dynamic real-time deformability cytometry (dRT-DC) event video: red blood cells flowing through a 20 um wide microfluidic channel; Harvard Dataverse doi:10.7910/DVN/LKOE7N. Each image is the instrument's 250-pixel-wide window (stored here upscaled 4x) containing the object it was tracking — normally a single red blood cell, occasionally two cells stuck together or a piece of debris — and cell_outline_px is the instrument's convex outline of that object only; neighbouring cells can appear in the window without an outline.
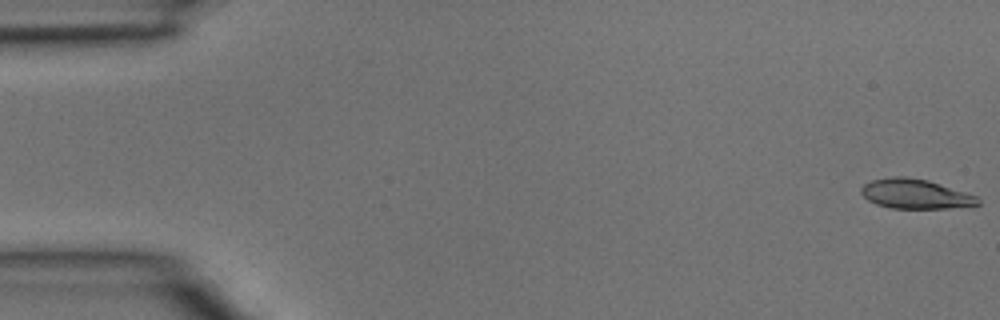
{"species": "common noctule bat (a hibernating species)", "species_latin": "Nyctalus noctula", "temperature_condition": "room temperature", "stored_images_in_passage": 5, "camera_frame_rate_fps": 3000, "um_per_image_px": 0.085, "animal": {"sex": "male", "body_mass_g": 15.6}, "frame": {"image": 1, "passage_image": 1, "time_ms": 0.0, "image_size_px": [1000, 320], "cell_outline_px": [[980, 204], [948, 208], [892, 208], [876, 204], [868, 200], [860, 192], [860, 188], [864, 184], [872, 180], [896, 176], [904, 176], [928, 180], [968, 192], [976, 196], [980, 200]], "centroid_in_image_um": [77.81, 16.48], "position_along_channel_um": 7.2, "area_um2": 20.11}}